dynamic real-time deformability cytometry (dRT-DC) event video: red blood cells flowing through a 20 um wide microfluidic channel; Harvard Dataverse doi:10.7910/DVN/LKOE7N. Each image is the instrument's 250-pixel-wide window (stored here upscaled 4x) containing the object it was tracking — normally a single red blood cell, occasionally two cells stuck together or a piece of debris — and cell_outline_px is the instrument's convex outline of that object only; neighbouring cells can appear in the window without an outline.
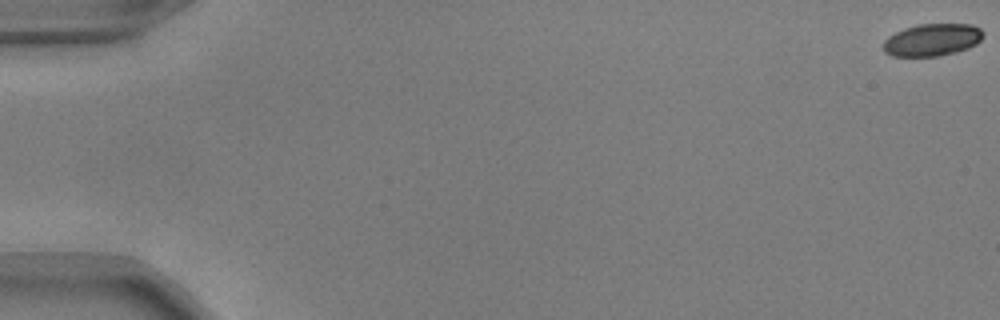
{"species": "common noctule bat (a hibernating species)", "species_latin": "Nyctalus noctula", "temperature_condition": "warm", "stored_images_in_passage": 54, "camera_frame_rate_fps": 3000, "um_per_image_px": 0.085, "animal": {"sex": "male", "body_mass_g": 17.9, "forearm_length_mm": 54.2}, "frame": {"image": 1, "passage_image": 1, "time_ms": 0.0, "image_size_px": [1000, 320], "cell_outline_px": [[984, 36], [976, 44], [968, 48], [956, 52], [940, 56], [892, 56], [884, 52], [884, 40], [888, 36], [904, 28], [916, 24], [972, 24], [980, 28], [984, 32]], "centroid_in_image_um": [79.25, 3.38], "position_along_channel_um": 5.8, "area_um2": 18.96}}
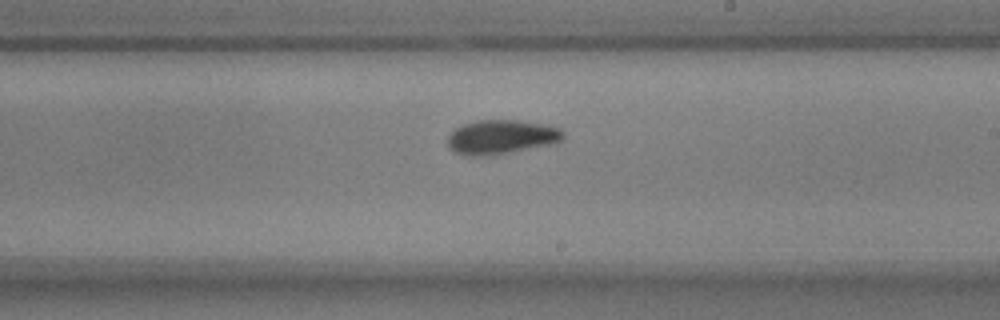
{"frame": {"image": 2, "passage_image": 33, "time_ms": 10.667, "image_size_px": [1000, 320], "cell_outline_px": [[564, 136], [556, 144], [492, 156], [472, 156], [456, 152], [448, 148], [448, 136], [456, 128], [464, 124], [476, 120], [520, 120], [548, 124], [560, 128], [564, 132]], "centroid_in_image_um": [42.67, 11.65], "position_along_channel_um": 246.3, "area_um2": 23.47}}
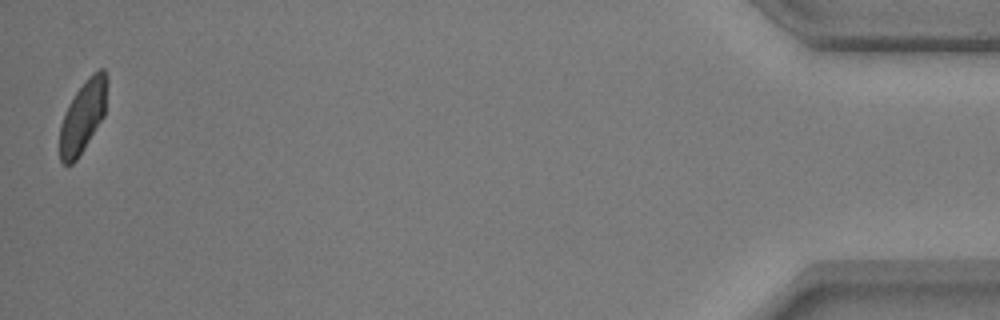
{"frame": {"image": 3, "passage_image": 54, "time_ms": 17.667, "image_size_px": [1000, 320], "cell_outline_px": [[108, 80], [104, 116], [84, 148], [76, 160], [72, 164], [64, 164], [60, 160], [60, 124], [76, 92], [88, 76], [92, 72], [100, 68], [104, 68], [108, 76]], "centroid_in_image_um": [7.08, 9.85], "position_along_channel_um": 428.1, "area_um2": 19.65}, "authors_computed_cell_mechanics": {"area_um2": 21.1548, "velocity_mm_per_s": 3.8258, "shape_relaxation_time_tau1_ms": 3.8621, "shape_relaxation_time_tau2_ms": 2.9954, "deformation_change_tau1": 0.1483, "deformation_change_tau2": 0.0746}}